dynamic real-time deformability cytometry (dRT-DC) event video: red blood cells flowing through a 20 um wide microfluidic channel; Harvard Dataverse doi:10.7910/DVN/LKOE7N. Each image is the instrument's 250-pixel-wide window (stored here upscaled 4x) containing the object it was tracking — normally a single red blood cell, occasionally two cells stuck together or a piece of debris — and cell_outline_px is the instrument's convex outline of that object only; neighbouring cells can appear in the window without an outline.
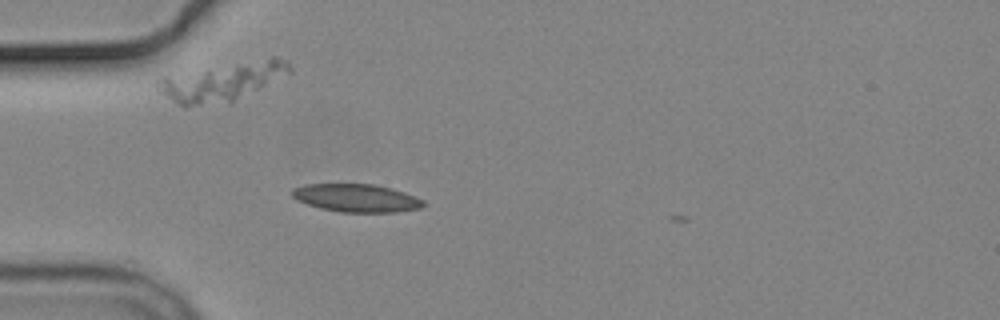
{"species": "common noctule bat (a hibernating species)", "species_latin": "Nyctalus noctula", "temperature_condition": "cold", "stored_images_in_passage": 4, "camera_frame_rate_fps": 3000, "um_per_image_px": 0.085, "animal": {"sex": "male", "body_mass_g": 19.2, "forearm_length_mm": 51.8}, "frame": {"image": 1, "passage_image": 4, "time_ms": 4.333, "image_size_px": [1000, 320], "cell_outline_px": [[424, 204], [420, 208], [396, 212], [340, 212], [320, 208], [296, 200], [292, 196], [292, 188], [304, 184], [372, 184], [392, 188], [404, 192], [424, 200]], "centroid_in_image_um": [30.27, 16.83], "position_along_channel_um": 54.7, "area_um2": 21.39}}